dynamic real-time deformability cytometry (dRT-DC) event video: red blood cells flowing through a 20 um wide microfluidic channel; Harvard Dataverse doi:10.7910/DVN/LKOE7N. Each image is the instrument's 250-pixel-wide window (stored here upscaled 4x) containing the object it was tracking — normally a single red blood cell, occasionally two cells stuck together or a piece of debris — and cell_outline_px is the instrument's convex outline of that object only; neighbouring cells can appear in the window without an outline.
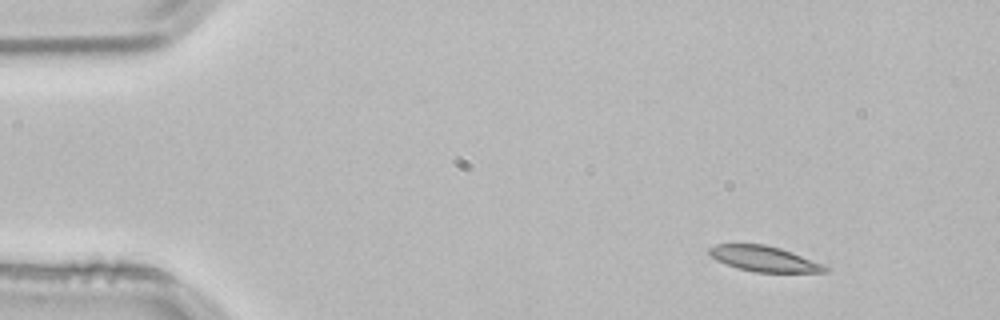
{"species": "common noctule bat (a hibernating species)", "species_latin": "Nyctalus noctula", "temperature_condition": "room temperature", "stored_images_in_passage": 3, "camera_frame_rate_fps": 3000, "um_per_image_px": 0.085, "animal": {"sex": "male", "body_mass_g": 21.5, "forearm_length_mm": 52.0}, "frame": {"image": 1, "passage_image": 1, "time_ms": 0.0, "image_size_px": [1000, 320], "cell_outline_px": [[828, 272], [756, 272], [736, 268], [716, 260], [708, 252], [708, 248], [716, 244], [764, 244], [780, 248], [792, 252], [824, 264], [828, 268]], "centroid_in_image_um": [64.94, 21.99], "position_along_channel_um": 20.1, "area_um2": 17.17}}
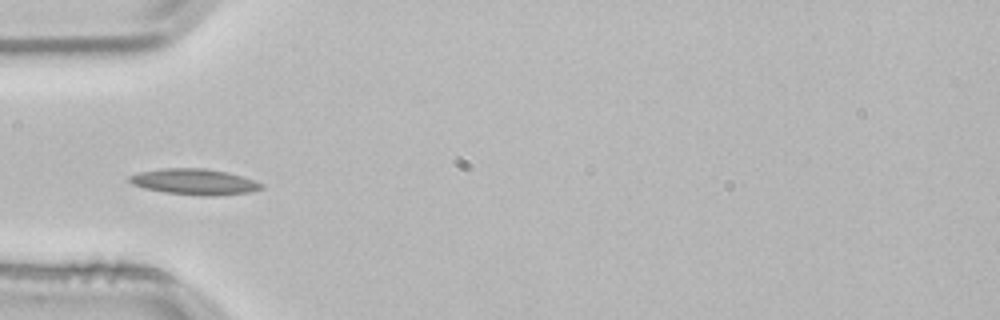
{"frame": {"image": 2, "passage_image": 3, "time_ms": 0.667, "image_size_px": [1000, 320], "cell_outline_px": [[264, 188], [248, 192], [216, 196], [200, 196], [164, 192], [144, 188], [132, 184], [128, 180], [128, 176], [140, 172], [160, 168], [204, 168], [228, 172], [256, 180], [264, 184]], "centroid_in_image_um": [16.54, 15.45], "position_along_channel_um": 68.5, "area_um2": 20.11}}